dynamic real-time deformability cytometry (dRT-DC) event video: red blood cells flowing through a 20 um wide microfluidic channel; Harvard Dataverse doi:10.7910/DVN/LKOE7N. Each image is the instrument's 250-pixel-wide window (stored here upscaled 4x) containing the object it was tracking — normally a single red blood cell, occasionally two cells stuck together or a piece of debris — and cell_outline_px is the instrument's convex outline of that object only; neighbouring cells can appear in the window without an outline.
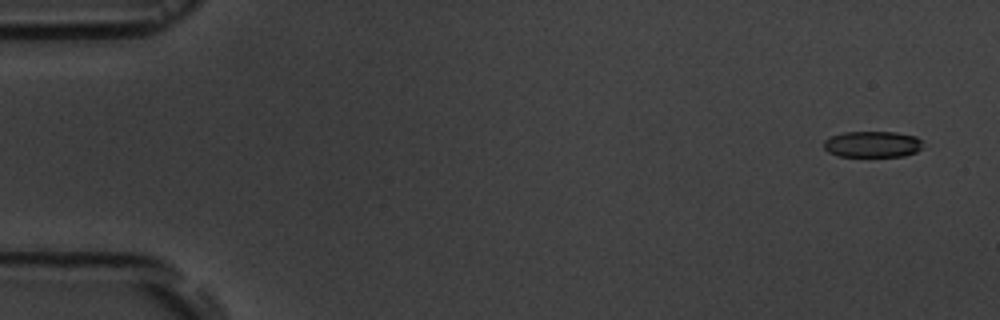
{"species": "common noctule bat (a hibernating species)", "species_latin": "Nyctalus noctula", "temperature_condition": "room temperature", "stored_images_in_passage": 5, "camera_frame_rate_fps": 3000, "um_per_image_px": 0.085, "animal": {"sex": "male", "body_mass_g": 19.5, "forearm_length_mm": 54.6}, "frame": {"image": 1, "passage_image": 1, "time_ms": 0.0, "image_size_px": [1000, 320], "cell_outline_px": [[920, 148], [916, 152], [904, 156], [836, 156], [828, 152], [824, 148], [824, 140], [832, 136], [844, 132], [896, 132], [916, 136], [920, 140]], "centroid_in_image_um": [74.12, 12.26], "position_along_channel_um": 10.9, "area_um2": 15.03}}
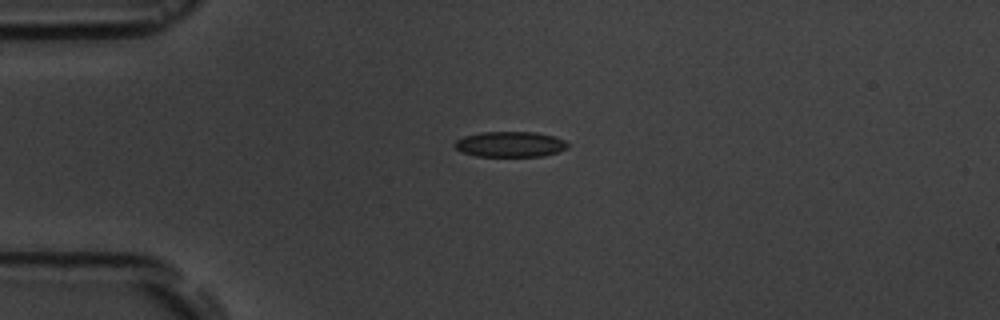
{"frame": {"image": 2, "passage_image": 4, "time_ms": 3.667, "image_size_px": [1000, 320], "cell_outline_px": [[568, 148], [544, 156], [476, 156], [460, 152], [452, 144], [456, 140], [464, 136], [484, 132], [536, 132], [556, 136], [564, 140], [568, 144]], "centroid_in_image_um": [43.35, 12.26], "position_along_channel_um": 41.6, "area_um2": 16.88}}